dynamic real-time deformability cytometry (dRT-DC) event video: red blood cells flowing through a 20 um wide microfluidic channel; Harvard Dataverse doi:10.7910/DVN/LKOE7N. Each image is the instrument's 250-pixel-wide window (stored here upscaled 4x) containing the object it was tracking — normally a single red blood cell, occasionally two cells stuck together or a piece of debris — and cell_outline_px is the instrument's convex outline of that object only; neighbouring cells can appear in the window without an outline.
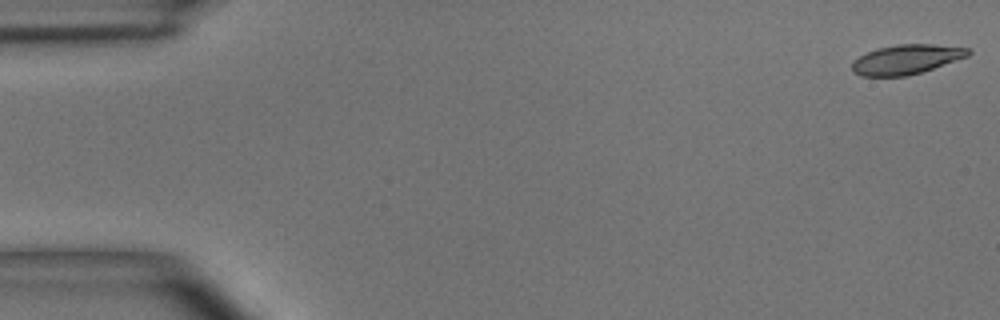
{"species": "common noctule bat (a hibernating species)", "species_latin": "Nyctalus noctula", "temperature_condition": "room temperature", "stored_images_in_passage": 5, "camera_frame_rate_fps": 3000, "um_per_image_px": 0.085, "animal": {"sex": "male", "body_mass_g": 15.6}, "frame": {"image": 1, "passage_image": 1, "time_ms": 0.0, "image_size_px": [1000, 320], "cell_outline_px": [[972, 52], [968, 56], [908, 76], [860, 76], [852, 72], [852, 60], [868, 52], [880, 48], [900, 44], [932, 44], [968, 48]], "centroid_in_image_um": [77.01, 5.05], "position_along_channel_um": 8.0, "area_um2": 19.77}}
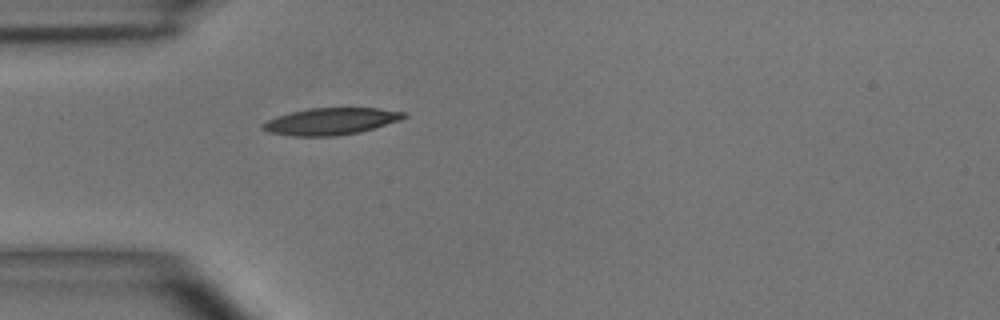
{"frame": {"image": 2, "passage_image": 5, "time_ms": 4.667, "image_size_px": [1000, 320], "cell_outline_px": [[408, 116], [400, 120], [360, 132], [336, 136], [296, 136], [268, 132], [260, 128], [260, 124], [276, 116], [308, 108], [376, 108], [404, 112]], "centroid_in_image_um": [28.09, 10.31], "position_along_channel_um": 56.9, "area_um2": 22.02}}